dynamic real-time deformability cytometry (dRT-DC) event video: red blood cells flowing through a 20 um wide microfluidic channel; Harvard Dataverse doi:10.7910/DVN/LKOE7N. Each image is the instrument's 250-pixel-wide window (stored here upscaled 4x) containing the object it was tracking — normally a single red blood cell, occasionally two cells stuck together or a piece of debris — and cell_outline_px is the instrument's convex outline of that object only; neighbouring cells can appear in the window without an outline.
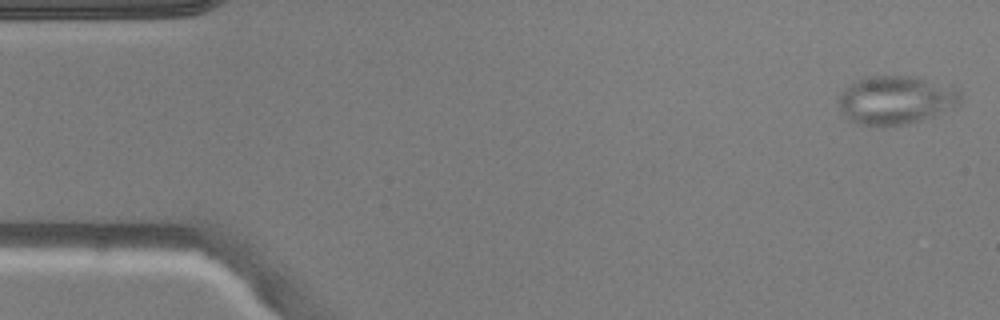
{"species": "common noctule bat (a hibernating species)", "species_latin": "Nyctalus noctula", "temperature_condition": "warm", "stored_images_in_passage": 6, "camera_frame_rate_fps": 3000, "um_per_image_px": 0.085, "animal": {"sex": "male", "body_mass_g": 20.5, "forearm_length_mm": 52.5}, "frame": {"image": 1, "passage_image": 1, "time_ms": 0.0, "image_size_px": [1000, 320], "cell_outline_px": [[960, 104], [956, 108], [908, 124], [856, 124], [844, 116], [840, 112], [836, 100], [836, 96], [844, 88], [856, 80], [868, 76], [908, 76], [956, 88], [960, 92]], "centroid_in_image_um": [76.08, 8.5], "position_along_channel_um": 8.9, "area_um2": 34.28}}